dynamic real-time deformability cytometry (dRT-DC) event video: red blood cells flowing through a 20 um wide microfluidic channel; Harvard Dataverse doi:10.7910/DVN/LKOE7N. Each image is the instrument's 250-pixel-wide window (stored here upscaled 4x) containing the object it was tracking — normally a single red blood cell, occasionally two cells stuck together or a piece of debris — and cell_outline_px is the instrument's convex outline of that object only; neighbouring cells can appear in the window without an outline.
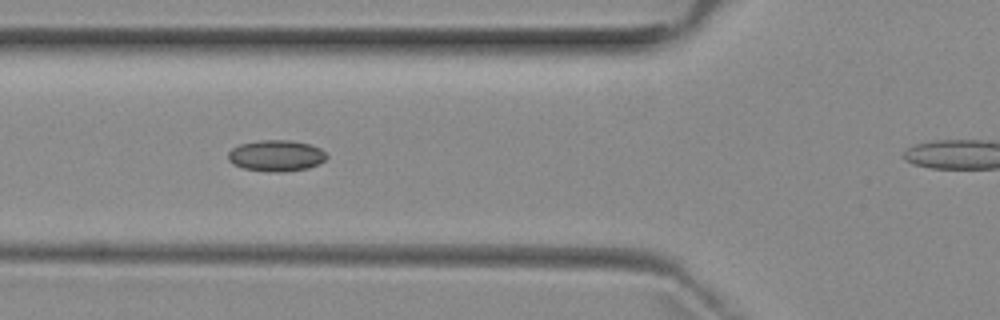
{"species": "common noctule bat (a hibernating species)", "species_latin": "Nyctalus noctula", "temperature_condition": "room temperature", "stored_images_in_passage": 8, "segment_of_instrument_passage": [1, 2], "camera_frame_rate_fps": 3000, "um_per_image_px": 0.085, "animal": {"sex": "female", "body_mass_g": 29.2, "forearm_length_mm": 56.3}, "frame": {"image": 1, "passage_image": 6, "time_ms": 5.667, "image_size_px": [1000, 320], "cell_outline_px": [[328, 156], [324, 160], [308, 168], [288, 172], [268, 172], [244, 168], [232, 164], [228, 160], [228, 152], [232, 148], [240, 144], [260, 140], [288, 140], [312, 144], [320, 148]], "centroid_in_image_um": [23.46, 13.23], "position_along_channel_um": 102.3, "area_um2": 18.03}}
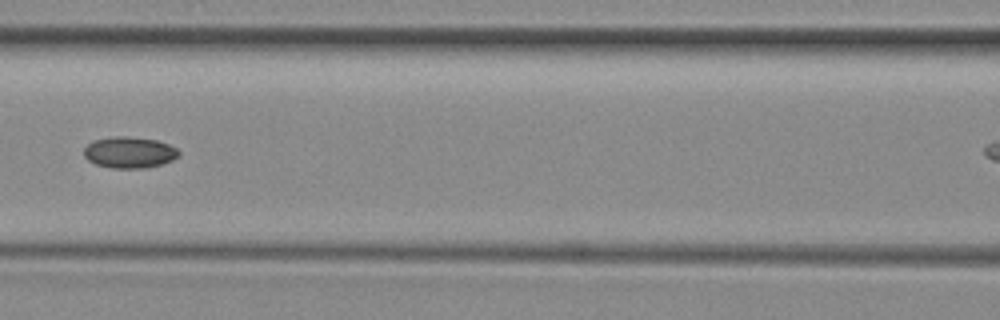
{"frame": {"image": 2, "passage_image": 7, "time_ms": 7.0, "image_size_px": [1000, 320], "cell_outline_px": [[180, 156], [172, 160], [148, 168], [112, 168], [96, 164], [88, 160], [84, 156], [84, 148], [92, 140], [116, 136], [124, 136], [156, 140], [168, 144], [176, 148], [180, 152]], "centroid_in_image_um": [11.0, 12.96], "position_along_channel_um": 155.6, "area_um2": 17.28}}